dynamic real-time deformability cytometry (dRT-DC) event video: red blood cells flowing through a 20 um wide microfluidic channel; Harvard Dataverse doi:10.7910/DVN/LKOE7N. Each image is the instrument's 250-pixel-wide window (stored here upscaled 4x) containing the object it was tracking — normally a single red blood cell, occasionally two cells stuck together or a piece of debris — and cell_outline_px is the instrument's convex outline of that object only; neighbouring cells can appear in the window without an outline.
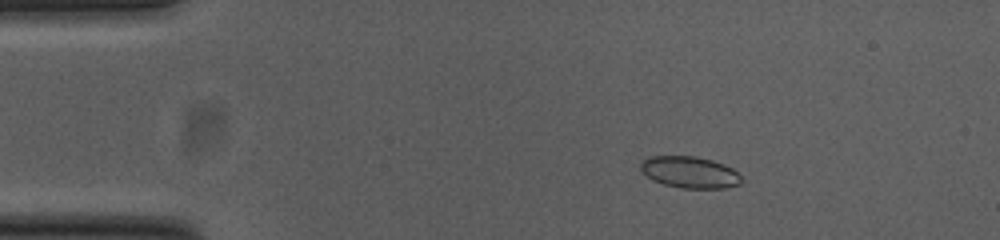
{"species": "common noctule bat (a hibernating species)", "species_latin": "Nyctalus noctula", "temperature_condition": "cold", "stored_images_in_passage": 53, "camera_frame_rate_fps": 3000, "um_per_image_px": 0.085, "animal": {"sex": "female", "body_mass_g": 23.0, "forearm_length_mm": 53.4}, "frame": {"image": 1, "passage_image": 8, "time_ms": 2.333, "image_size_px": [1000, 240], "cell_outline_px": [[744, 180], [740, 184], [724, 188], [680, 188], [664, 184], [652, 180], [640, 172], [640, 164], [648, 156], [696, 156], [712, 160], [724, 164], [732, 168]], "centroid_in_image_um": [58.61, 14.64], "position_along_channel_um": 26.4, "area_um2": 18.73}}
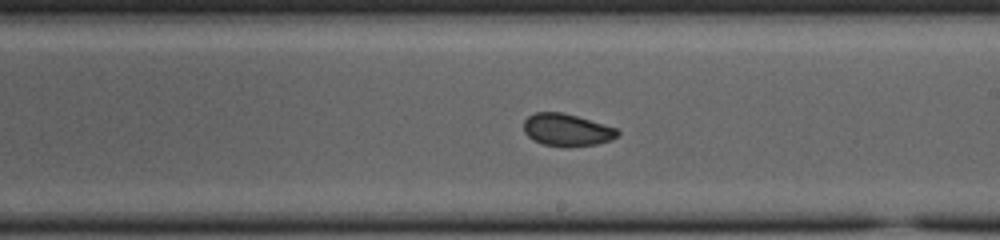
{"frame": {"image": 2, "passage_image": 30, "time_ms": 9.667, "image_size_px": [1000, 240], "cell_outline_px": [[620, 132], [612, 140], [596, 144], [544, 144], [532, 140], [524, 132], [524, 120], [528, 116], [536, 112], [560, 112], [576, 116], [616, 128]], "centroid_in_image_um": [48.15, 11.0], "position_along_channel_um": 240.8, "area_um2": 16.94}}
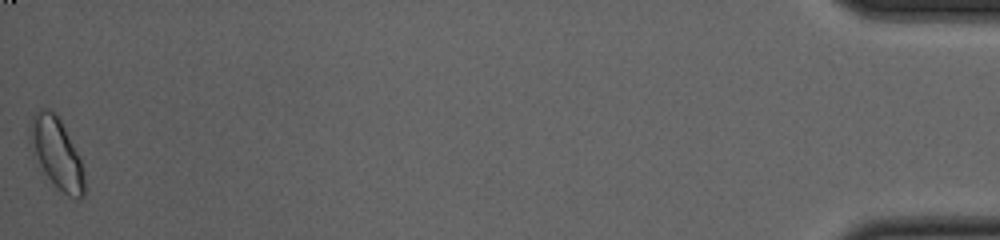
{"frame": {"image": 3, "passage_image": 53, "time_ms": 17.333, "image_size_px": [1000, 240], "cell_outline_px": [[84, 196], [80, 200], [68, 196], [44, 172], [32, 152], [28, 140], [28, 128], [32, 116], [40, 108], [48, 108], [56, 112], [60, 116], [80, 160], [84, 172]], "centroid_in_image_um": [4.78, 12.94], "position_along_channel_um": 430.4, "area_um2": 22.43}, "authors_computed_cell_mechanics": {"area_um2": 18.207, "velocity_mm_per_s": 3.7749, "shape_relaxation_time_tau1_ms": 7.6473, "shape_relaxation_time_tau2_ms": 1.3956, "deformation_change_tau1": 0.1121, "deformation_change_tau2": 0.0494}}